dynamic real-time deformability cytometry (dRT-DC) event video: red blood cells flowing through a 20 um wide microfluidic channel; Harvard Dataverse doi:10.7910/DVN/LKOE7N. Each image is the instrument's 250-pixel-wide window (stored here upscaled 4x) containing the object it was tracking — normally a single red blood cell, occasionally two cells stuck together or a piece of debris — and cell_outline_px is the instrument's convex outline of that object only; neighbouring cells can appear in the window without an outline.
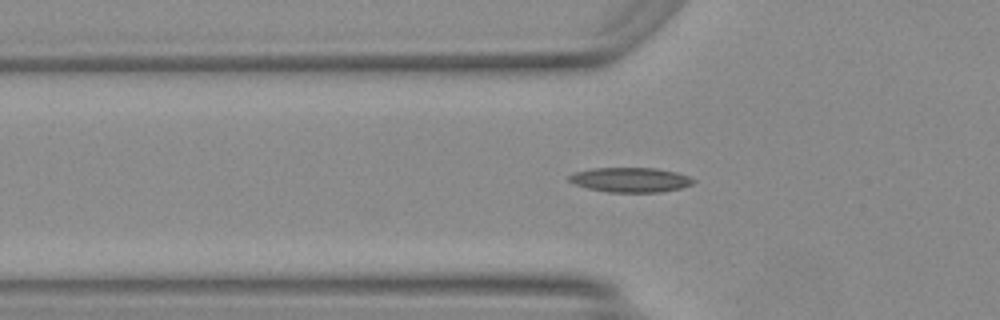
{"species": "Egyptian fruit bat (a non-hibernating species)", "species_latin": "Rousettus aegyptiacus", "temperature_condition": "warm", "stored_images_in_passage": 38, "camera_frame_rate_fps": 3000, "um_per_image_px": 0.085, "animal": {"sex": "female"}, "frame": {"image": 1, "passage_image": 9, "time_ms": 2.667, "image_size_px": [1000, 320], "cell_outline_px": [[696, 180], [692, 184], [680, 188], [660, 192], [608, 192], [588, 188], [576, 184], [568, 180], [568, 176], [572, 172], [592, 168], [656, 168], [676, 172], [688, 176]], "centroid_in_image_um": [53.57, 15.28], "position_along_channel_um": 72.2, "area_um2": 17.86}}
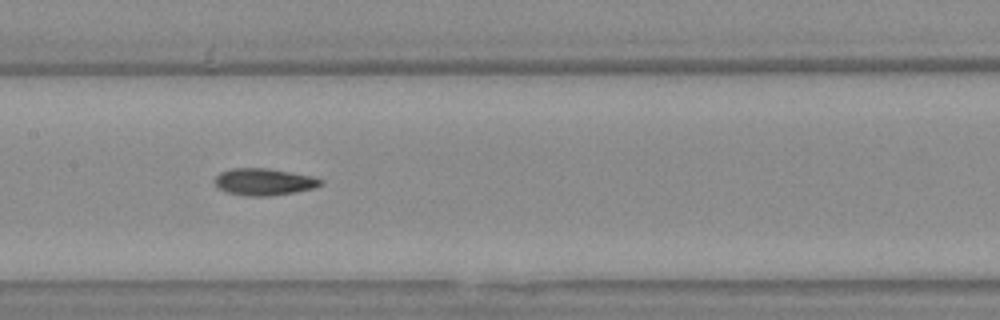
{"frame": {"image": 2, "passage_image": 17, "time_ms": 5.333, "image_size_px": [1000, 320], "cell_outline_px": [[324, 180], [320, 184], [312, 188], [292, 192], [268, 196], [248, 196], [228, 192], [220, 188], [216, 184], [216, 176], [220, 172], [232, 168], [268, 168], [312, 176]], "centroid_in_image_um": [22.43, 15.44], "position_along_channel_um": 185.0, "area_um2": 16.24}}
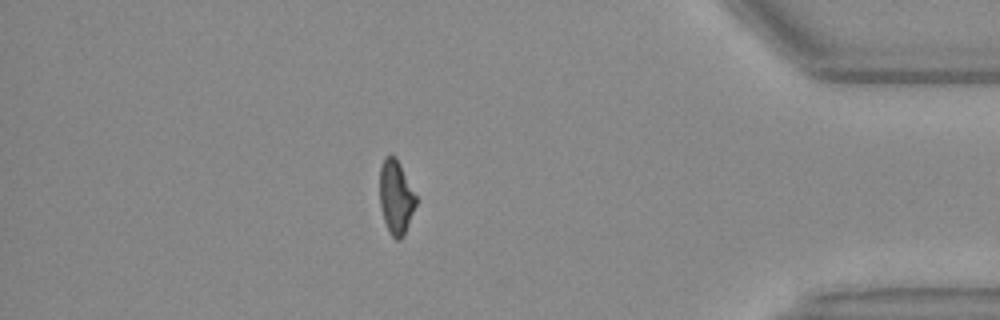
{"frame": {"image": 3, "passage_image": 35, "time_ms": 11.333, "image_size_px": [1000, 320], "cell_outline_px": [[416, 204], [404, 236], [400, 240], [396, 240], [392, 236], [384, 220], [380, 204], [380, 168], [384, 156], [396, 156], [416, 196]], "centroid_in_image_um": [33.65, 16.75], "position_along_channel_um": 401.6, "area_um2": 15.43}, "authors_computed_cell_mechanics": {"area_um2": 16.2129, "velocity_mm_per_s": 4.2024, "shape_relaxation_time_tau1_ms": 5.6697, "shape_relaxation_time_tau2_ms": 4.0975, "deformation_change_tau1": 0.1871, "deformation_change_tau2": 0.1094}}